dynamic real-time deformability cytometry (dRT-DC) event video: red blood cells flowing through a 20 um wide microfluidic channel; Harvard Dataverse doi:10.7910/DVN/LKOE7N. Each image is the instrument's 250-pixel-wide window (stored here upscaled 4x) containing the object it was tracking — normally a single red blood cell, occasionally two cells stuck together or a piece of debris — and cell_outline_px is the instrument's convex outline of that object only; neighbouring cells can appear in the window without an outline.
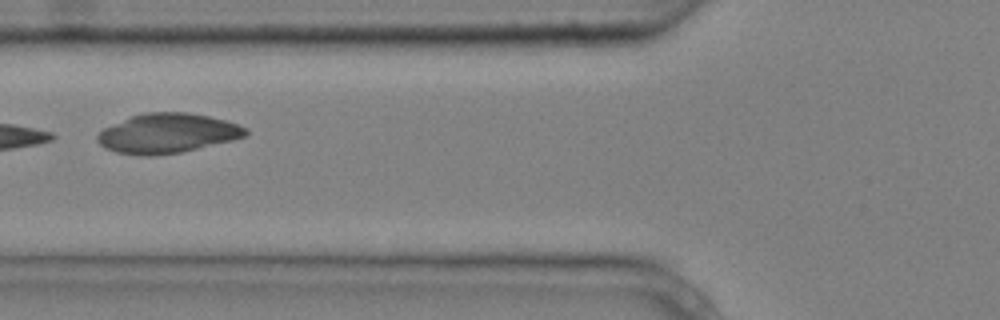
{"species": "common noctule bat (a hibernating species)", "species_latin": "Nyctalus noctula", "temperature_condition": "cold", "stored_images_in_passage": 9, "camera_frame_rate_fps": 3000, "um_per_image_px": 0.085, "animal": {"sex": "male", "body_mass_g": 20.4}, "frame": {"image": 1, "passage_image": 6, "time_ms": 1.667, "image_size_px": [1000, 320], "cell_outline_px": [[248, 136], [232, 140], [180, 152], [148, 156], [140, 156], [116, 152], [104, 148], [96, 140], [96, 136], [104, 128], [132, 116], [144, 112], [188, 112], [208, 116], [224, 120], [248, 128]], "centroid_in_image_um": [14.22, 11.33], "position_along_channel_um": 111.6, "area_um2": 34.04}}